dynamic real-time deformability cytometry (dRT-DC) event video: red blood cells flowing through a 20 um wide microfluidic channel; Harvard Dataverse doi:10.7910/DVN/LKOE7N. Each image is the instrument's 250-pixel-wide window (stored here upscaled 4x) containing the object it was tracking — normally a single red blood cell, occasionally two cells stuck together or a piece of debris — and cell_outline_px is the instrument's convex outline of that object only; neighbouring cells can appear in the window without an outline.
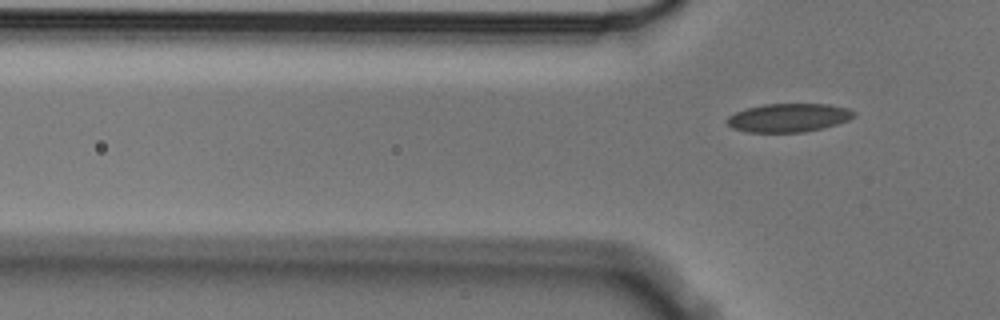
{"species": "Egyptian fruit bat (a non-hibernating species)", "species_latin": "Rousettus aegyptiacus", "temperature_condition": "cold", "stored_images_in_passage": 6, "segment_of_instrument_passage": [2, 2], "camera_frame_rate_fps": 3000, "um_per_image_px": 0.085, "animal": {"sex": "male"}, "frame": {"image": 1, "passage_image": 6, "time_ms": 1.667, "image_size_px": [1000, 320], "cell_outline_px": [[856, 116], [848, 120], [824, 128], [804, 132], [748, 132], [732, 128], [724, 120], [728, 116], [736, 112], [748, 108], [764, 104], [828, 104], [848, 108], [856, 112]], "centroid_in_image_um": [67.04, 10.01], "position_along_channel_um": 58.8, "area_um2": 21.15}}